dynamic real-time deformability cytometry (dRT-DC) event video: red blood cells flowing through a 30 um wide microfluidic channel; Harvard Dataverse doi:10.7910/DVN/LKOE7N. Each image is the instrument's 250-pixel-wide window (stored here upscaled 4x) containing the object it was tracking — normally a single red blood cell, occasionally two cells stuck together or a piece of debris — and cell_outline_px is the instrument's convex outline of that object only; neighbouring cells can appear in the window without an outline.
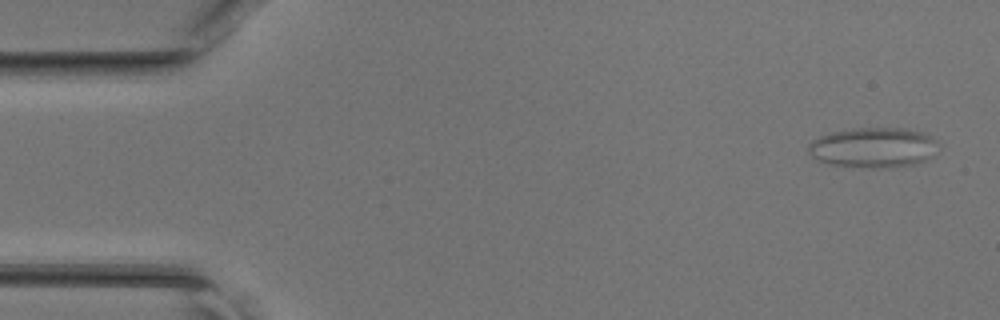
{"species": "common noctule bat (a hibernating species)", "species_latin": "Nyctalus noctula", "temperature_condition": "room temperature", "stored_images_in_passage": 46, "camera_frame_rate_fps": 3000, "um_per_image_px": 0.085, "animal": {"sex": "female", "body_mass_g": 17.0, "forearm_length_mm": 48.0}, "frame": {"image": 1, "passage_image": 2, "time_ms": 0.333, "image_size_px": [1000, 320], "cell_outline_px": [[940, 144], [936, 156], [912, 164], [880, 168], [872, 168], [828, 164], [816, 160], [808, 152], [808, 144], [812, 140], [820, 136], [832, 132], [852, 128], [904, 128], [928, 132]], "centroid_in_image_um": [74.29, 12.53], "position_along_channel_um": 10.7, "area_um2": 30.92}}
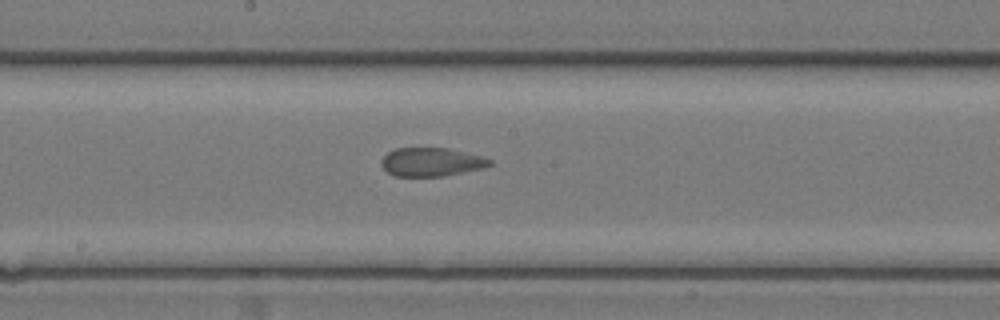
{"frame": {"image": 2, "passage_image": 24, "time_ms": 7.667, "image_size_px": [1000, 320], "cell_outline_px": [[492, 164], [484, 168], [444, 176], [396, 176], [388, 172], [380, 164], [380, 160], [388, 152], [396, 148], [448, 148], [484, 156], [492, 160]], "centroid_in_image_um": [36.69, 13.76], "position_along_channel_um": 211.5, "area_um2": 18.15}}
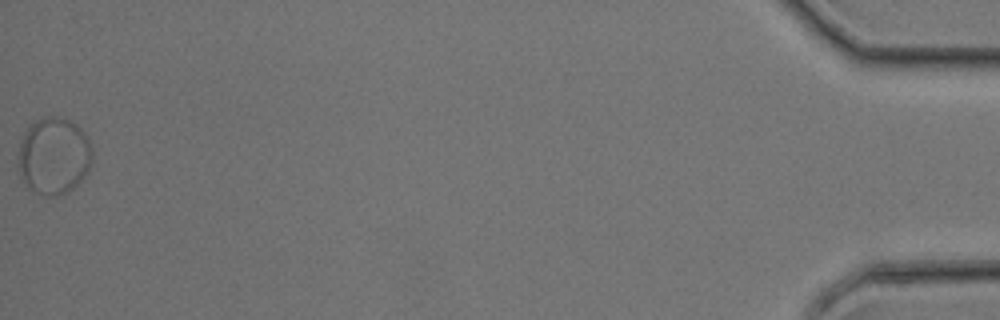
{"frame": {"image": 3, "passage_image": 46, "time_ms": 15.0, "image_size_px": [1000, 320], "cell_outline_px": [[92, 160], [88, 172], [68, 192], [56, 196], [44, 196], [28, 188], [20, 176], [20, 144], [24, 132], [40, 116], [56, 116], [72, 120], [88, 136], [92, 148]], "centroid_in_image_um": [4.6, 13.23], "position_along_channel_um": 430.6, "area_um2": 33.35}}